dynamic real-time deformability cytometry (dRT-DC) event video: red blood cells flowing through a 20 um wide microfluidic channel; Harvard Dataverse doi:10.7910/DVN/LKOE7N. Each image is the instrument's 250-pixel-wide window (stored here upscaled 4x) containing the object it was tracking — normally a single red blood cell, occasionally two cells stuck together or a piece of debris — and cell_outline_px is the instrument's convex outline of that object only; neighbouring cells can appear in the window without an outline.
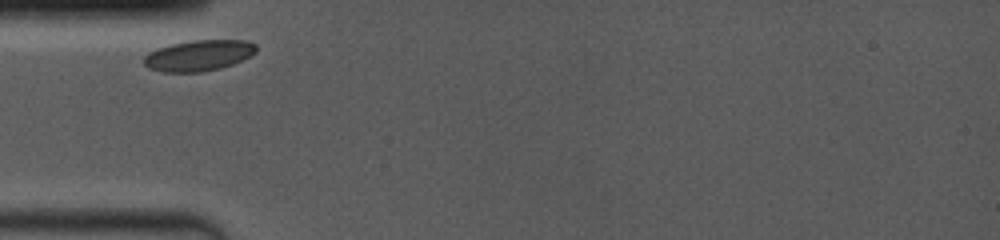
{"species": "common noctule bat (a hibernating species)", "species_latin": "Nyctalus noctula", "temperature_condition": "room temperature", "stored_images_in_passage": 16, "camera_frame_rate_fps": 4000, "um_per_image_px": 0.085, "animal": {"sex": "female", "body_mass_g": 19.0, "forearm_length_mm": 53.3}, "frame": {"image": 1, "passage_image": 1, "time_ms": 0.0, "image_size_px": [1000, 240], "cell_outline_px": [[256, 52], [232, 64], [220, 68], [200, 72], [164, 72], [148, 68], [144, 64], [144, 56], [148, 52], [156, 48], [172, 44], [192, 40], [248, 40], [256, 44]], "centroid_in_image_um": [16.86, 4.71], "position_along_channel_um": 68.1, "area_um2": 20.17}}
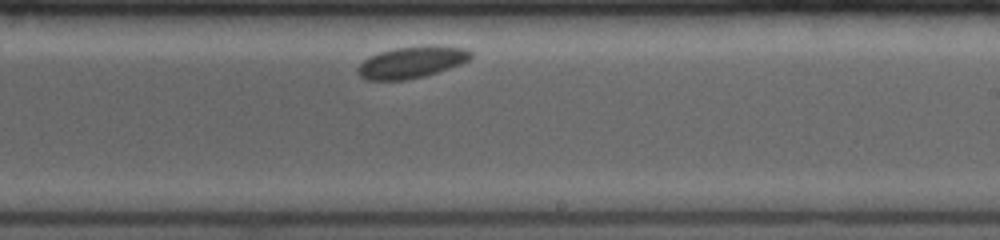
{"frame": {"image": 2, "passage_image": 7, "time_ms": 5.25, "image_size_px": [1000, 240], "cell_outline_px": [[472, 56], [468, 60], [460, 64], [424, 76], [404, 80], [368, 80], [360, 76], [356, 72], [356, 68], [364, 60], [380, 52], [396, 48], [428, 44], [432, 44], [468, 48], [472, 52]], "centroid_in_image_um": [35.02, 5.27], "position_along_channel_um": 254.0, "area_um2": 20.92}}
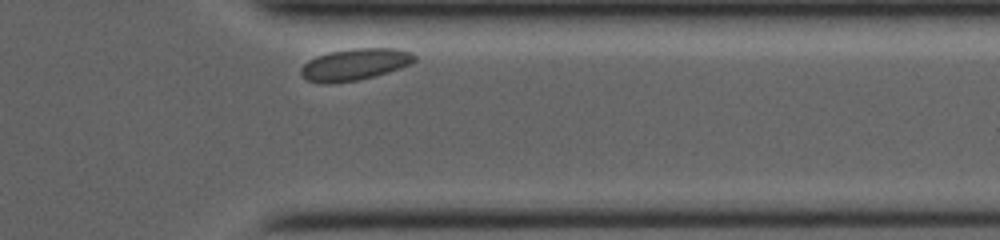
{"frame": {"image": 3, "passage_image": 15, "time_ms": 8.75, "image_size_px": [1000, 240], "cell_outline_px": [[416, 60], [400, 68], [372, 76], [356, 80], [332, 84], [320, 84], [308, 80], [300, 76], [300, 68], [308, 60], [316, 56], [332, 52], [352, 48], [396, 48], [412, 52], [416, 56]], "centroid_in_image_um": [30.12, 5.48], "position_along_channel_um": 381.3, "area_um2": 20.98}, "authors_computed_cell_mechanics": {"area_um2": 20.5768, "velocity_mm_per_s": 3.5988, "shape_relaxation_time_tau1_ms": 0.1767, "shape_relaxation_time_tau2_ms": null, "deformation_change_tau1": 0.0018, "deformation_change_tau2": null}}